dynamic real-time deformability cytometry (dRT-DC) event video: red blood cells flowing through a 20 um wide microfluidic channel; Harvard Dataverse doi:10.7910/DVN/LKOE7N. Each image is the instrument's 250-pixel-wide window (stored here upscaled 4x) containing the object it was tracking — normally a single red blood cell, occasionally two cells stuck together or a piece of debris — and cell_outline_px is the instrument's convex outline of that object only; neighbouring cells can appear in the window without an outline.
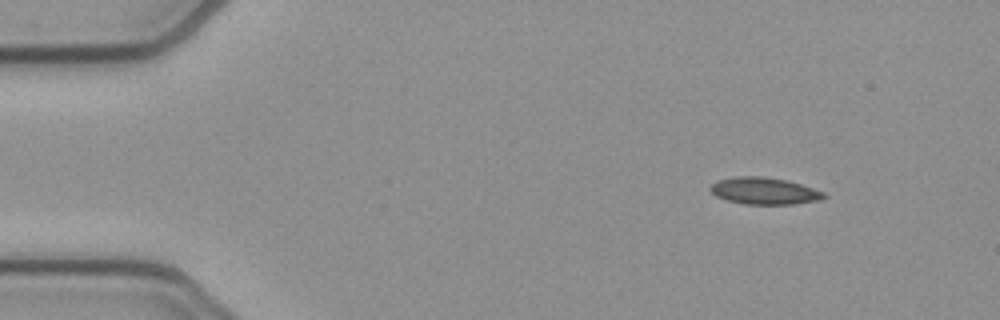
{"species": "common noctule bat (a hibernating species)", "species_latin": "Nyctalus noctula", "temperature_condition": "cold", "stored_images_in_passage": 47, "camera_frame_rate_fps": 3000, "um_per_image_px": 0.085, "animal": {"sex": "female", "body_mass_g": 21.9}, "frame": {"image": 1, "passage_image": 1, "time_ms": 0.0, "image_size_px": [1000, 320], "cell_outline_px": [[828, 196], [820, 200], [792, 204], [744, 204], [728, 200], [716, 196], [708, 188], [716, 180], [736, 176], [764, 176], [788, 180], [824, 192]], "centroid_in_image_um": [64.95, 16.22], "position_along_channel_um": 20.0, "area_um2": 17.86}}
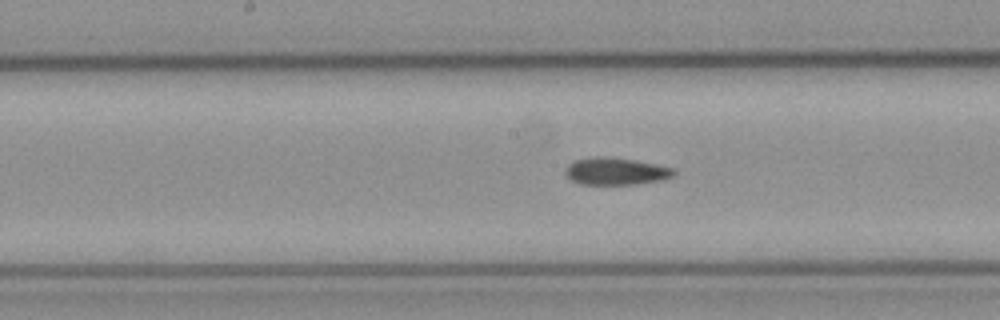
{"frame": {"image": 2, "passage_image": 21, "time_ms": 6.667, "image_size_px": [1000, 320], "cell_outline_px": [[676, 176], [664, 180], [636, 184], [580, 184], [572, 180], [564, 172], [564, 168], [572, 160], [592, 156], [604, 156], [636, 160], [656, 164], [672, 168], [676, 172]], "centroid_in_image_um": [52.34, 14.55], "position_along_channel_um": 195.9, "area_um2": 17.51}}
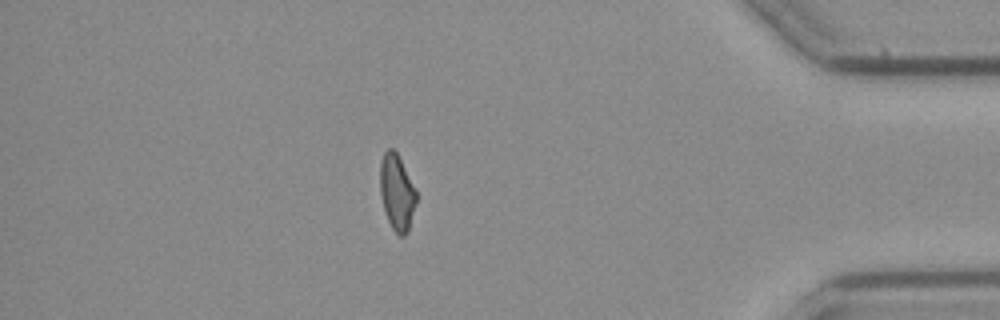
{"frame": {"image": 3, "passage_image": 40, "time_ms": 13.0, "image_size_px": [1000, 320], "cell_outline_px": [[416, 204], [408, 232], [404, 236], [400, 236], [392, 228], [388, 220], [380, 196], [380, 164], [384, 152], [388, 148], [392, 148], [396, 152], [416, 188]], "centroid_in_image_um": [33.74, 16.35], "position_along_channel_um": 401.5, "area_um2": 16.01}, "authors_computed_cell_mechanics": {"area_um2": 17.2244, "velocity_mm_per_s": 3.9189, "shape_relaxation_time_tau1_ms": null, "shape_relaxation_time_tau2_ms": 6.5928, "deformation_change_tau1": null, "deformation_change_tau2": 0.138}}